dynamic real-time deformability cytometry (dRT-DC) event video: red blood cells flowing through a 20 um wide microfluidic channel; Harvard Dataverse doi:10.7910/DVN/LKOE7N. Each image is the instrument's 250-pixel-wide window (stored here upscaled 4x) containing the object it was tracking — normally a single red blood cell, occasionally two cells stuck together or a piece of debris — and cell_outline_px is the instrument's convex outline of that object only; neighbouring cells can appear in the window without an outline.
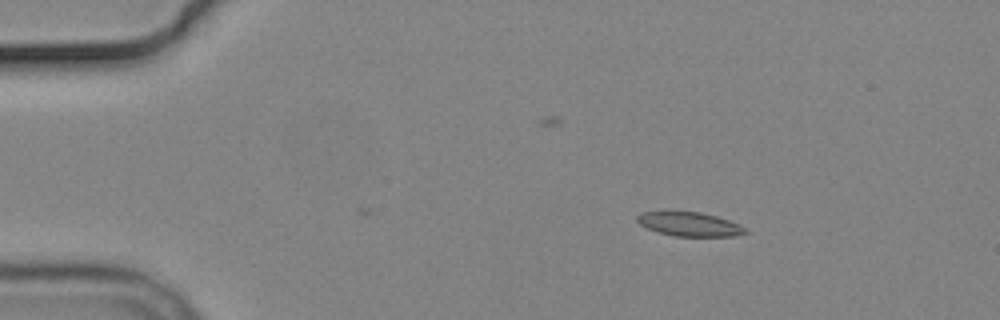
{"species": "common noctule bat (a hibernating species)", "species_latin": "Nyctalus noctula", "temperature_condition": "cold", "stored_images_in_passage": 3, "camera_frame_rate_fps": 3000, "um_per_image_px": 0.085, "animal": {"sex": "male", "body_mass_g": 19.2, "forearm_length_mm": 51.8}, "frame": {"image": 1, "passage_image": 1, "time_ms": 0.0, "image_size_px": [1000, 320], "cell_outline_px": [[748, 232], [736, 236], [676, 236], [660, 232], [648, 228], [640, 224], [636, 220], [636, 216], [640, 212], [664, 208], [700, 212], [716, 216], [740, 224]], "centroid_in_image_um": [58.52, 18.99], "position_along_channel_um": 26.5, "area_um2": 15.78}}